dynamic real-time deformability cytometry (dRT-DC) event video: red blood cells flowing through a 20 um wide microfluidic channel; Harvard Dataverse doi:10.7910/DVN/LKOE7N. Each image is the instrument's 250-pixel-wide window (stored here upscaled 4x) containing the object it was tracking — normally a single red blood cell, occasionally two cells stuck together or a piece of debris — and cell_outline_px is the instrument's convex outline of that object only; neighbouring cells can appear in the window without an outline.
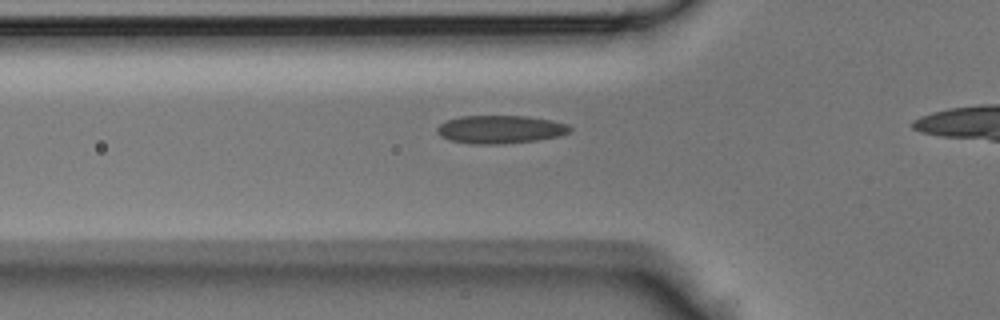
{"species": "Egyptian fruit bat (a non-hibernating species)", "species_latin": "Rousettus aegyptiacus", "temperature_condition": "room temperature", "stored_images_in_passage": 26, "camera_frame_rate_fps": 3000, "um_per_image_px": 0.085, "animal": {"sex": "male"}, "frame": {"image": 1, "passage_image": 5, "time_ms": 1.333, "image_size_px": [1000, 320], "cell_outline_px": [[572, 132], [560, 136], [536, 140], [500, 144], [472, 144], [448, 140], [440, 136], [436, 128], [440, 124], [448, 120], [460, 116], [524, 116], [552, 120], [568, 124], [572, 128]], "centroid_in_image_um": [42.54, 11.0], "position_along_channel_um": 83.3, "area_um2": 21.85}}
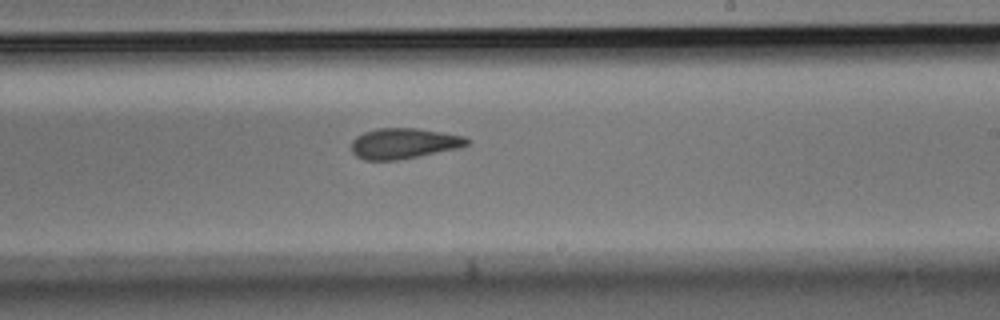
{"frame": {"image": 2, "passage_image": 16, "time_ms": 5.0, "image_size_px": [1000, 320], "cell_outline_px": [[468, 144], [456, 148], [396, 160], [364, 160], [356, 156], [352, 152], [352, 140], [356, 136], [364, 132], [376, 128], [416, 128], [464, 136], [468, 140]], "centroid_in_image_um": [34.25, 12.18], "position_along_channel_um": 254.8, "area_um2": 20.23}}
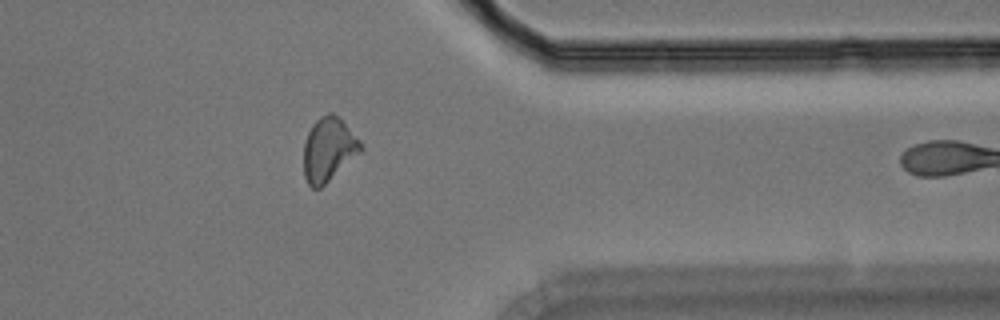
{"frame": {"image": 3, "passage_image": 25, "time_ms": 8.0, "image_size_px": [1000, 320], "cell_outline_px": [[364, 148], [360, 152], [320, 188], [312, 188], [308, 184], [304, 176], [304, 144], [308, 132], [312, 124], [320, 116], [328, 112], [332, 112], [360, 140]], "centroid_in_image_um": [27.9, 12.7], "position_along_channel_um": 383.5, "area_um2": 20.81}}